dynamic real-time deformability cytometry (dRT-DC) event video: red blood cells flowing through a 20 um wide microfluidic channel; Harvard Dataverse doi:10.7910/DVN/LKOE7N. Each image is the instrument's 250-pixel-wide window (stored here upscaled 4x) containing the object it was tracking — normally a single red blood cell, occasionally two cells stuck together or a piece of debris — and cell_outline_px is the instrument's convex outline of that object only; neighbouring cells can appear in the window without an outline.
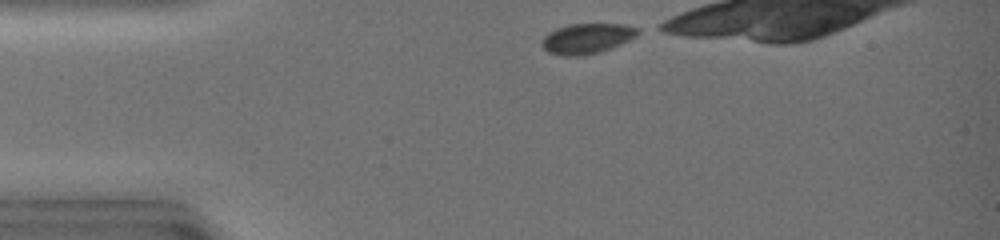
{"species": "common noctule bat (a hibernating species)", "species_latin": "Nyctalus noctula", "temperature_condition": "warm", "stored_images_in_passage": 8, "camera_frame_rate_fps": 3000, "um_per_image_px": 0.085, "animal": {"sex": "female", "body_mass_g": 19.0, "forearm_length_mm": 51.5}, "frame": {"image": 1, "passage_image": 1, "time_ms": 0.0, "image_size_px": [1000, 240], "cell_outline_px": [[644, 32], [612, 48], [600, 52], [584, 56], [560, 56], [548, 52], [540, 44], [540, 40], [548, 32], [556, 28], [568, 24], [624, 24], [640, 28]], "centroid_in_image_um": [49.89, 3.27], "position_along_channel_um": 35.1, "area_um2": 17.34}}